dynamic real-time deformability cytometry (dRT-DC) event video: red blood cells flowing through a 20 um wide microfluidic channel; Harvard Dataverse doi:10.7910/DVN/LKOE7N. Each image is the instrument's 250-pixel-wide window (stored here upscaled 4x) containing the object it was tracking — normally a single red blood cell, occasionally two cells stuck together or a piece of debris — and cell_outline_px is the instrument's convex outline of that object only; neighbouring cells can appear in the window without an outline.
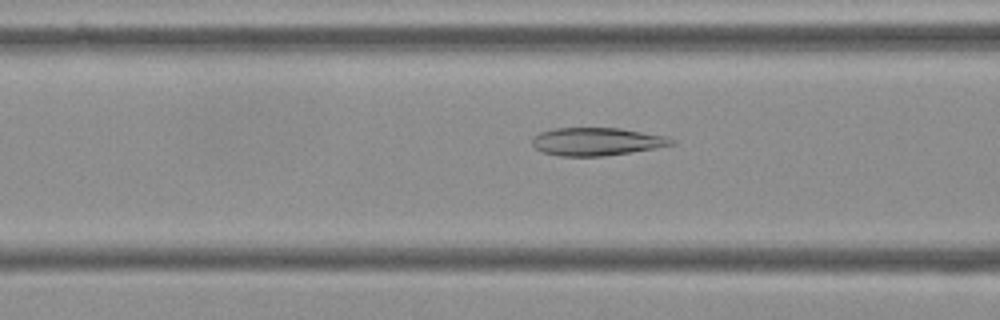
{"species": "Egyptian fruit bat (a non-hibernating species)", "species_latin": "Rousettus aegyptiacus", "temperature_condition": "cold", "stored_images_in_passage": 55, "camera_frame_rate_fps": 3000, "um_per_image_px": 0.085, "frame": {"image": 1, "passage_image": 21, "time_ms": 6.667, "image_size_px": [1000, 320], "cell_outline_px": [[676, 144], [632, 152], [604, 156], [560, 156], [540, 152], [532, 144], [532, 136], [540, 132], [552, 128], [620, 128], [668, 136], [676, 140]], "centroid_in_image_um": [50.72, 12.03], "position_along_channel_um": 115.9, "area_um2": 22.95}}
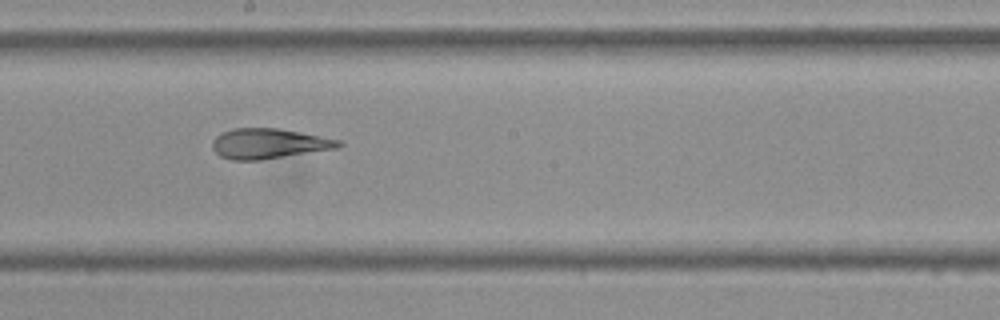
{"frame": {"image": 2, "passage_image": 30, "time_ms": 9.667, "image_size_px": [1000, 320], "cell_outline_px": [[344, 144], [340, 148], [260, 160], [232, 160], [220, 156], [212, 148], [212, 140], [216, 136], [232, 128], [276, 128], [300, 132], [340, 140]], "centroid_in_image_um": [22.86, 12.21], "position_along_channel_um": 225.3, "area_um2": 22.2}}
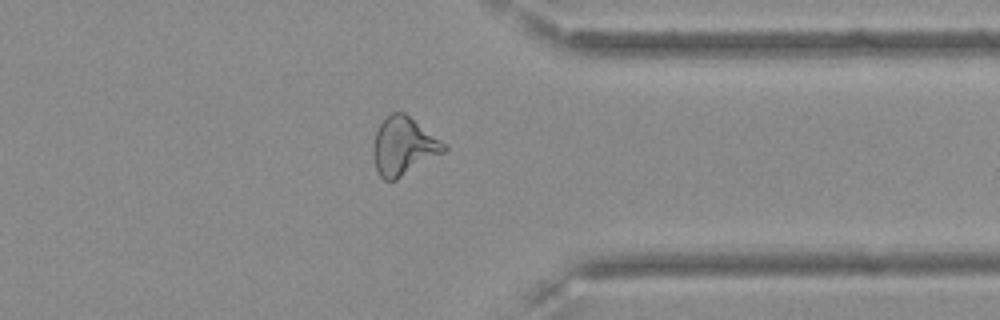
{"frame": {"image": 3, "passage_image": 43, "time_ms": 14.0, "image_size_px": [1000, 320], "cell_outline_px": [[448, 148], [444, 152], [396, 180], [384, 180], [380, 176], [376, 168], [372, 156], [372, 144], [376, 132], [380, 124], [392, 112], [404, 112], [448, 144]], "centroid_in_image_um": [34.31, 12.42], "position_along_channel_um": 377.1, "area_um2": 23.99}, "authors_computed_cell_mechanics": {"area_um2": 23.987, "velocity_mm_per_s": 3.6407, "shape_relaxation_time_tau1_ms": null, "shape_relaxation_time_tau2_ms": 2.4924, "deformation_change_tau1": null, "deformation_change_tau2": 0.085}}